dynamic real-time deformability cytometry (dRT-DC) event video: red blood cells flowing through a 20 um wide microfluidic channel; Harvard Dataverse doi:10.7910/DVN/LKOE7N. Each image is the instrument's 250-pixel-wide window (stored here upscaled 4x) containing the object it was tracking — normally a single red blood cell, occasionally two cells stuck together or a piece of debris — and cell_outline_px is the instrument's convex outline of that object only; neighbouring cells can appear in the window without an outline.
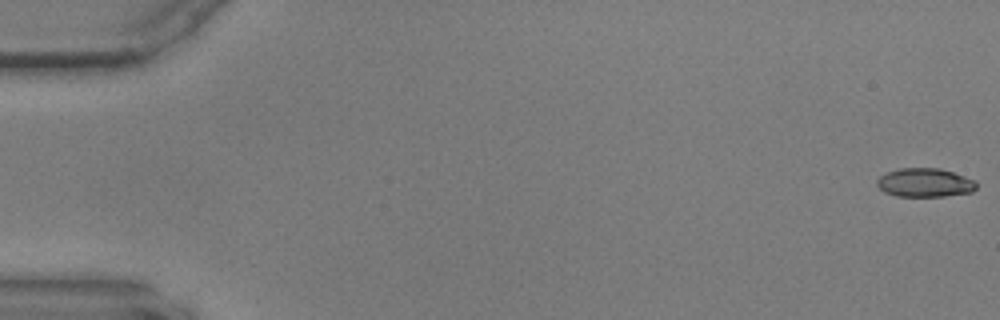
{"species": "common noctule bat (a hibernating species)", "species_latin": "Nyctalus noctula", "temperature_condition": "warm", "stored_images_in_passage": 7, "camera_frame_rate_fps": 3000, "um_per_image_px": 0.085, "animal": {"sex": "male", "body_mass_g": 17.9, "forearm_length_mm": 54.2}, "frame": {"image": 1, "passage_image": 1, "time_ms": 0.0, "image_size_px": [1000, 320], "cell_outline_px": [[976, 188], [972, 192], [944, 196], [896, 196], [884, 192], [876, 184], [876, 180], [880, 176], [888, 172], [900, 168], [940, 168], [976, 180]], "centroid_in_image_um": [78.61, 15.52], "position_along_channel_um": 6.4, "area_um2": 16.65}}